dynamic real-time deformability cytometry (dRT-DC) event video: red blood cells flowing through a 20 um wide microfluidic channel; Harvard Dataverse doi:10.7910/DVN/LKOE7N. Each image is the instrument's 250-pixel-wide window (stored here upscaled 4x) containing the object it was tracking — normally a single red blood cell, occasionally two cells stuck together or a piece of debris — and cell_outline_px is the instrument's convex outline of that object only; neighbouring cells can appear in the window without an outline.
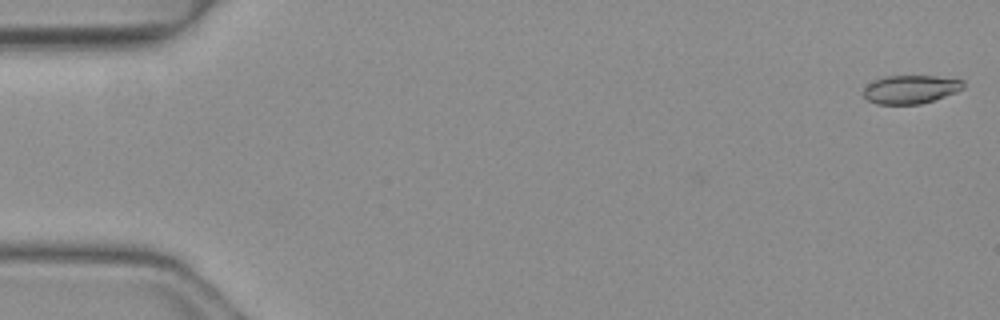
{"species": "common noctule bat (a hibernating species)", "species_latin": "Nyctalus noctula", "temperature_condition": "warm", "stored_images_in_passage": 50, "camera_frame_rate_fps": 3000, "um_per_image_px": 0.085, "animal": {"sex": "female", "body_mass_g": 19.3, "forearm_length_mm": 54.1}, "frame": {"image": 1, "passage_image": 1, "time_ms": 0.0, "image_size_px": [1000, 320], "cell_outline_px": [[964, 88], [956, 92], [920, 104], [876, 104], [868, 100], [864, 96], [864, 88], [868, 84], [884, 76], [936, 76], [964, 80]], "centroid_in_image_um": [77.41, 7.59], "position_along_channel_um": 7.6, "area_um2": 16.42}}
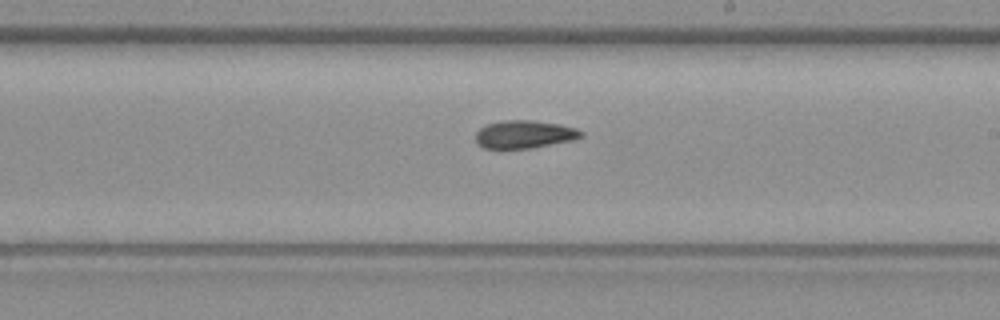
{"frame": {"image": 2, "passage_image": 29, "time_ms": 9.333, "image_size_px": [1000, 320], "cell_outline_px": [[584, 136], [572, 140], [532, 148], [500, 152], [484, 148], [476, 144], [476, 132], [480, 128], [488, 124], [504, 120], [532, 120], [560, 124], [576, 128], [584, 132]], "centroid_in_image_um": [44.52, 11.46], "position_along_channel_um": 244.5, "area_um2": 17.86}}
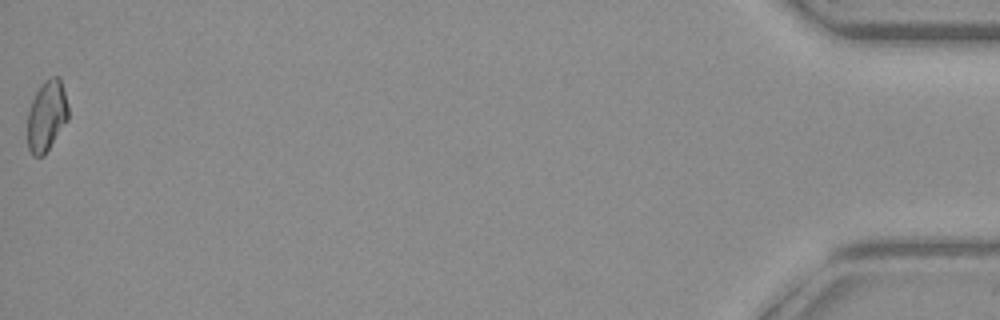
{"frame": {"image": 3, "passage_image": 50, "time_ms": 16.333, "image_size_px": [1000, 320], "cell_outline_px": [[68, 120], [44, 156], [32, 156], [28, 148], [28, 108], [36, 92], [44, 80], [52, 76], [60, 76], [68, 108]], "centroid_in_image_um": [3.96, 9.85], "position_along_channel_um": 431.2, "area_um2": 16.88}, "authors_computed_cell_mechanics": {"area_um2": 16.9354, "velocity_mm_per_s": 4.1468, "shape_relaxation_time_tau1_ms": null, "shape_relaxation_time_tau2_ms": 7.7752, "deformation_change_tau1": null, "deformation_change_tau2": 0.1469}}